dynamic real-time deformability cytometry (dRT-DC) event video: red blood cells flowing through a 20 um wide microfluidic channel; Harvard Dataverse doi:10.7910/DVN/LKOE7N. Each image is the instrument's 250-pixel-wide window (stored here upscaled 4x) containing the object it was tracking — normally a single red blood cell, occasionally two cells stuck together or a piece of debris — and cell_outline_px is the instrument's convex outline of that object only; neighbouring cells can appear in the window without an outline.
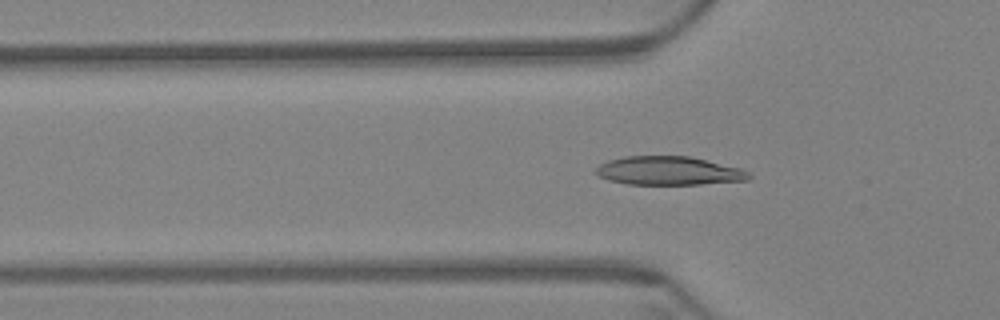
{"species": "Egyptian fruit bat (a non-hibernating species)", "species_latin": "Rousettus aegyptiacus", "temperature_condition": "warm", "stored_images_in_passage": 62, "camera_frame_rate_fps": 3000, "um_per_image_px": 0.085, "animal": {"sex": "female"}, "frame": {"image": 1, "passage_image": 20, "time_ms": 6.333, "image_size_px": [1000, 320], "cell_outline_px": [[752, 176], [748, 180], [700, 184], [628, 184], [608, 180], [600, 176], [596, 172], [596, 168], [600, 164], [608, 160], [624, 156], [688, 156], [740, 168], [748, 172]], "centroid_in_image_um": [56.84, 14.51], "position_along_channel_um": 69.0, "area_um2": 25.32}}
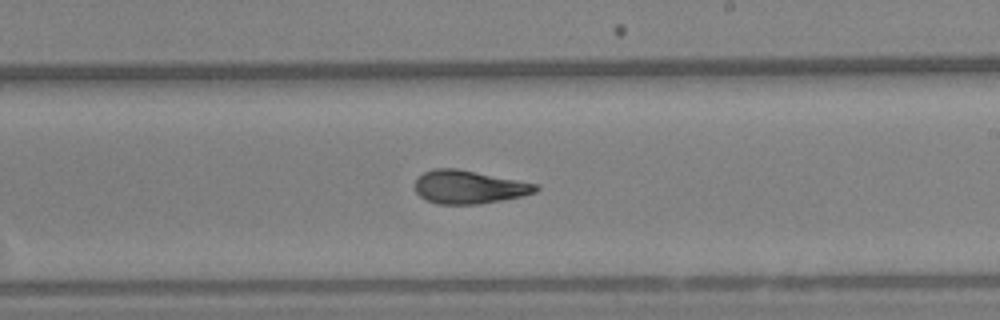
{"frame": {"image": 2, "passage_image": 36, "time_ms": 11.667, "image_size_px": [1000, 320], "cell_outline_px": [[540, 188], [536, 192], [520, 196], [480, 204], [436, 204], [424, 200], [416, 192], [416, 180], [424, 172], [436, 168], [456, 168], [536, 184]], "centroid_in_image_um": [39.82, 15.91], "position_along_channel_um": 249.2, "area_um2": 23.12}}
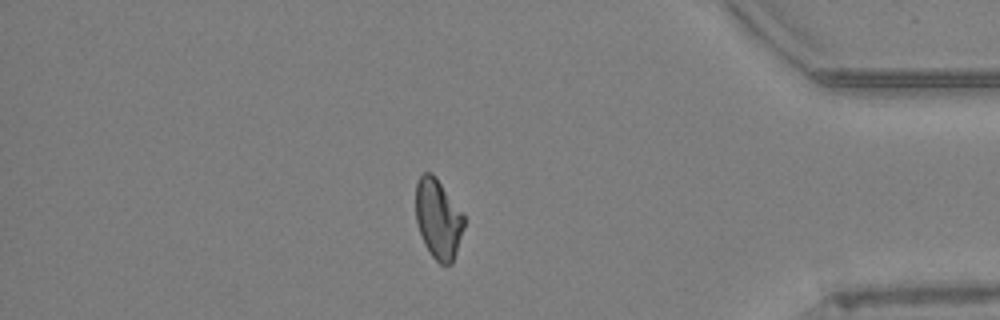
{"frame": {"image": 3, "passage_image": 52, "time_ms": 17.0, "image_size_px": [1000, 320], "cell_outline_px": [[464, 224], [456, 252], [452, 264], [440, 264], [432, 256], [424, 244], [416, 220], [416, 184], [420, 176], [424, 172], [432, 172], [464, 212]], "centroid_in_image_um": [37.25, 18.58], "position_along_channel_um": 398.0, "area_um2": 22.43}, "authors_computed_cell_mechanics": {"area_um2": 23.7269, "velocity_mm_per_s": 3.3912, "shape_relaxation_time_tau1_ms": 8.2, "shape_relaxation_time_tau2_ms": 2.4044, "deformation_change_tau1": 0.2117, "deformation_change_tau2": 0.0702}}